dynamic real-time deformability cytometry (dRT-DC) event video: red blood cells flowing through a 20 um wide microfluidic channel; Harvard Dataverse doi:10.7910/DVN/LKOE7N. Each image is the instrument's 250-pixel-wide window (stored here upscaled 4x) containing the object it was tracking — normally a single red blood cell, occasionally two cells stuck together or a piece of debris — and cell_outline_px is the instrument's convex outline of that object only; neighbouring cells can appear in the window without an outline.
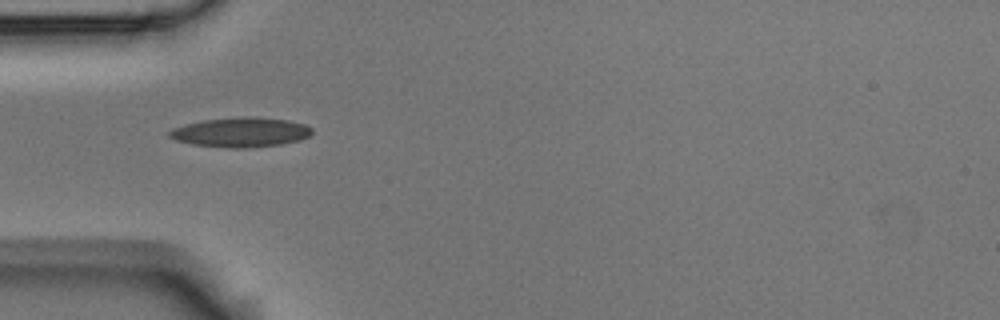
{"species": "Egyptian fruit bat (a non-hibernating species)", "species_latin": "Rousettus aegyptiacus", "temperature_condition": "room temperature", "stored_images_in_passage": 3, "camera_frame_rate_fps": 3000, "um_per_image_px": 0.085, "animal": {"sex": "male"}, "frame": {"image": 1, "passage_image": 1, "time_ms": 0.0, "image_size_px": [1000, 320], "cell_outline_px": [[312, 132], [308, 136], [300, 140], [280, 144], [248, 148], [228, 148], [192, 144], [176, 140], [168, 136], [168, 132], [176, 128], [188, 124], [204, 120], [244, 116], [288, 120], [304, 124], [312, 128]], "centroid_in_image_um": [20.48, 11.25], "position_along_channel_um": 64.5, "area_um2": 24.33}}
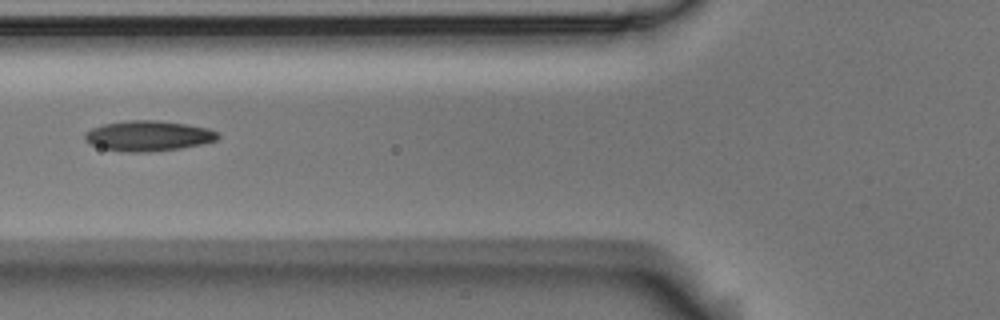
{"frame": {"image": 2, "passage_image": 2, "time_ms": 0.333, "image_size_px": [1000, 320], "cell_outline_px": [[220, 136], [216, 140], [204, 144], [180, 148], [148, 152], [124, 152], [100, 148], [88, 144], [84, 140], [84, 136], [92, 128], [104, 124], [132, 120], [152, 120], [184, 124], [208, 128], [216, 132]], "centroid_in_image_um": [12.58, 11.56], "position_along_channel_um": 113.2, "area_um2": 23.41}}
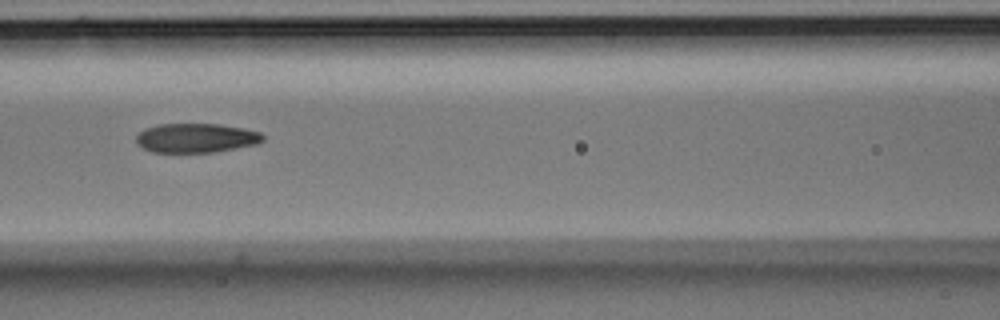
{"frame": {"image": 3, "passage_image": 3, "time_ms": 0.667, "image_size_px": [1000, 320], "cell_outline_px": [[264, 140], [256, 144], [236, 148], [212, 152], [152, 152], [136, 144], [136, 136], [144, 128], [160, 124], [220, 124], [244, 128], [260, 132], [264, 136]], "centroid_in_image_um": [16.66, 11.72], "position_along_channel_um": 149.9, "area_um2": 21.62}}